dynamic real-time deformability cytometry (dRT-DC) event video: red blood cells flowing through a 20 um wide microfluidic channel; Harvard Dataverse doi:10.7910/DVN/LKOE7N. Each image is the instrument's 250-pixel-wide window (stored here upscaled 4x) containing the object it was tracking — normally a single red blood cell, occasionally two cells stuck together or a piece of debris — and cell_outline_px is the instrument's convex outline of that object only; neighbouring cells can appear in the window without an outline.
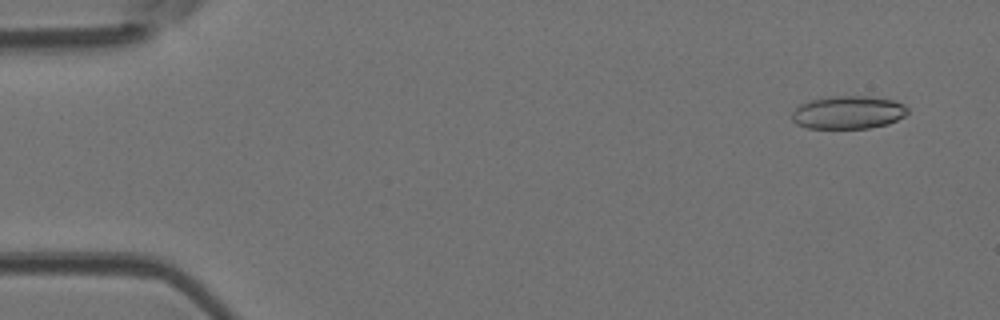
{"species": "Egyptian fruit bat (a non-hibernating species)", "species_latin": "Rousettus aegyptiacus", "temperature_condition": "room temperature", "stored_images_in_passage": 4, "camera_frame_rate_fps": 3000, "um_per_image_px": 0.085, "animal": {"sex": "female"}, "frame": {"image": 1, "passage_image": 1, "time_ms": 0.0, "image_size_px": [1000, 320], "cell_outline_px": [[908, 112], [904, 116], [888, 124], [868, 128], [808, 128], [796, 124], [792, 120], [792, 112], [800, 104], [812, 100], [836, 96], [868, 96], [896, 100], [904, 104], [908, 108]], "centroid_in_image_um": [72.12, 9.55], "position_along_channel_um": 12.9, "area_um2": 22.25}}